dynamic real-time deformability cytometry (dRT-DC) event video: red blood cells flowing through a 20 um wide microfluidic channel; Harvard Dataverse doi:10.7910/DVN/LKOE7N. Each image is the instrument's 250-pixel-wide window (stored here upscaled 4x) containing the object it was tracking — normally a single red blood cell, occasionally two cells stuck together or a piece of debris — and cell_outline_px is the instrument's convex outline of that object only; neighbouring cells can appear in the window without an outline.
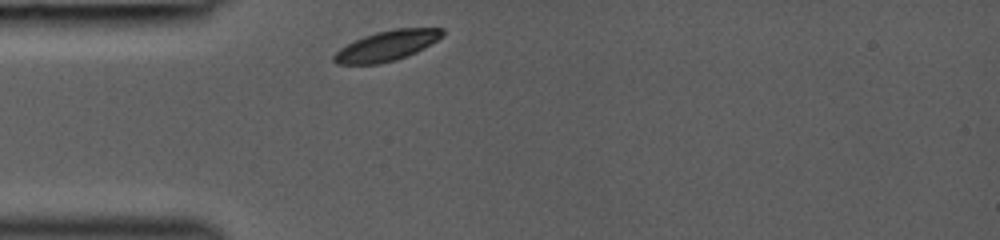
{"species": "common noctule bat (a hibernating species)", "species_latin": "Nyctalus noctula", "temperature_condition": "room temperature", "stored_images_in_passage": 27, "camera_frame_rate_fps": 3000, "um_per_image_px": 0.085, "animal": {"sex": "female", "body_mass_g": 19.0, "forearm_length_mm": 53.3}, "frame": {"image": 1, "passage_image": 1, "time_ms": 0.0, "image_size_px": [1000, 240], "cell_outline_px": [[444, 36], [424, 48], [408, 56], [396, 60], [380, 64], [336, 64], [332, 60], [332, 56], [340, 48], [364, 36], [376, 32], [396, 28], [444, 28]], "centroid_in_image_um": [32.9, 3.89], "position_along_channel_um": 52.1, "area_um2": 19.13}}
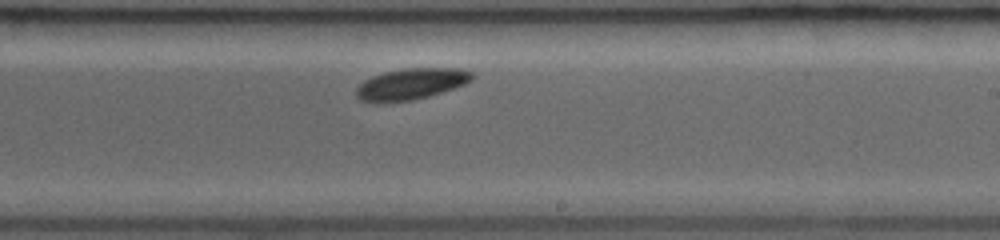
{"frame": {"image": 2, "passage_image": 16, "time_ms": 5.0, "image_size_px": [1000, 240], "cell_outline_px": [[476, 76], [472, 80], [464, 84], [428, 96], [412, 100], [388, 104], [372, 104], [360, 100], [356, 96], [356, 88], [364, 80], [372, 76], [384, 72], [404, 68], [460, 68], [472, 72]], "centroid_in_image_um": [34.88, 7.16], "position_along_channel_um": 254.1, "area_um2": 21.5}}
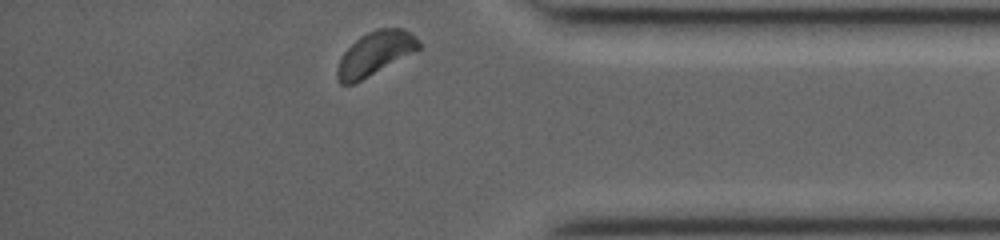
{"frame": {"image": 3, "passage_image": 27, "time_ms": 8.667, "image_size_px": [1000, 240], "cell_outline_px": [[420, 48], [368, 76], [352, 84], [340, 84], [336, 76], [336, 68], [344, 52], [360, 36], [376, 28], [404, 28], [416, 36], [420, 40]], "centroid_in_image_um": [31.87, 4.52], "position_along_channel_um": 403.3, "area_um2": 20.35}}